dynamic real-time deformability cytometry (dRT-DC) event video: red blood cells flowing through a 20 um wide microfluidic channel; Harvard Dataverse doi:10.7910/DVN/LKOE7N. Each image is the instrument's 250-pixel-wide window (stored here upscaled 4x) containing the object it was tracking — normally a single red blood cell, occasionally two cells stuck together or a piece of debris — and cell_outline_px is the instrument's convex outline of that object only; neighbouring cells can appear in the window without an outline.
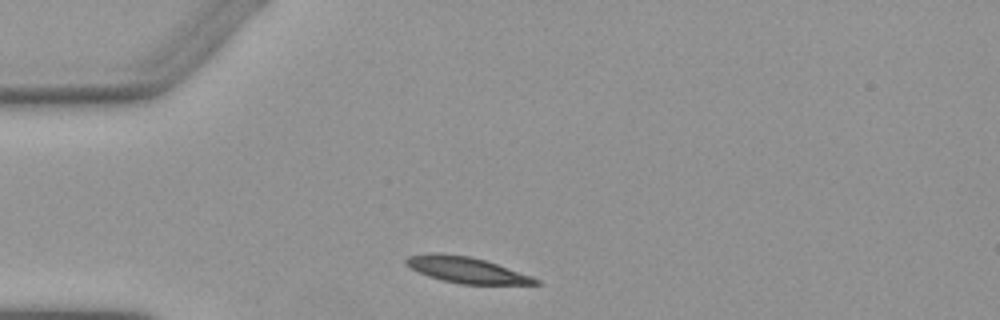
{"species": "Egyptian fruit bat (a non-hibernating species)", "species_latin": "Rousettus aegyptiacus", "temperature_condition": "warm", "stored_images_in_passage": 3, "camera_frame_rate_fps": 3000, "um_per_image_px": 0.085, "animal": {"sex": "female"}, "frame": {"image": 1, "passage_image": 1, "time_ms": 0.0, "image_size_px": [1000, 320], "cell_outline_px": [[540, 284], [460, 284], [428, 276], [404, 264], [404, 260], [408, 256], [428, 252], [436, 252], [468, 256], [484, 260], [532, 276], [540, 280]], "centroid_in_image_um": [39.61, 22.93], "position_along_channel_um": 45.4, "area_um2": 19.42}}